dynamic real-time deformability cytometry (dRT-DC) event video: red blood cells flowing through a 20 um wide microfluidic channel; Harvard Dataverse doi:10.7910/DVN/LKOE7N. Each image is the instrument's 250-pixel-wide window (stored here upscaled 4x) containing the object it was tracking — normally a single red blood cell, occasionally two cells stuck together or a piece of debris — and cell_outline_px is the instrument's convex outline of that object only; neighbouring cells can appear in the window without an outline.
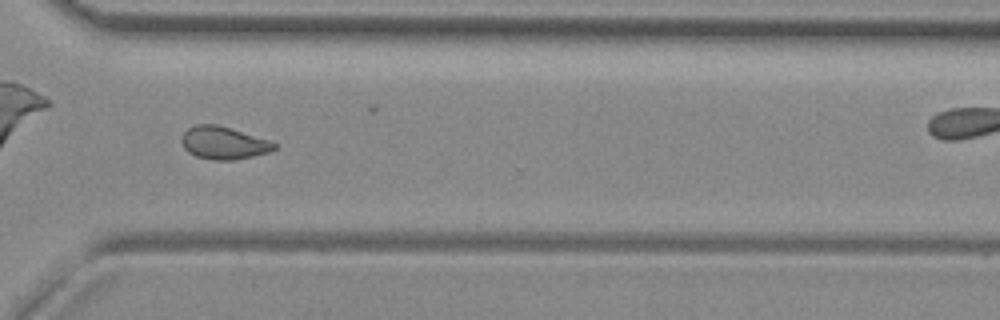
{"species": "common noctule bat (a hibernating species)", "species_latin": "Nyctalus noctula", "temperature_condition": "room temperature", "stored_images_in_passage": 52, "camera_frame_rate_fps": 3000, "um_per_image_px": 0.085, "animal": {"sex": "female", "body_mass_g": 29.2, "forearm_length_mm": 56.3}, "frame": {"image": 1, "passage_image": 37, "time_ms": 12.0, "image_size_px": [1000, 320], "cell_outline_px": [[276, 148], [268, 152], [252, 156], [232, 160], [212, 160], [196, 156], [188, 152], [184, 148], [180, 140], [184, 132], [188, 128], [196, 124], [216, 124], [268, 140], [276, 144]], "centroid_in_image_um": [18.95, 12.15], "position_along_channel_um": 351.6, "area_um2": 17.4}, "authors_computed_cell_mechanics": {"area_um2": 17.8602, "velocity_mm_per_s": 3.9867, "shape_relaxation_time_tau1_ms": null, "shape_relaxation_time_tau2_ms": 2.0476, "deformation_change_tau1": null, "deformation_change_tau2": 0.0772}}